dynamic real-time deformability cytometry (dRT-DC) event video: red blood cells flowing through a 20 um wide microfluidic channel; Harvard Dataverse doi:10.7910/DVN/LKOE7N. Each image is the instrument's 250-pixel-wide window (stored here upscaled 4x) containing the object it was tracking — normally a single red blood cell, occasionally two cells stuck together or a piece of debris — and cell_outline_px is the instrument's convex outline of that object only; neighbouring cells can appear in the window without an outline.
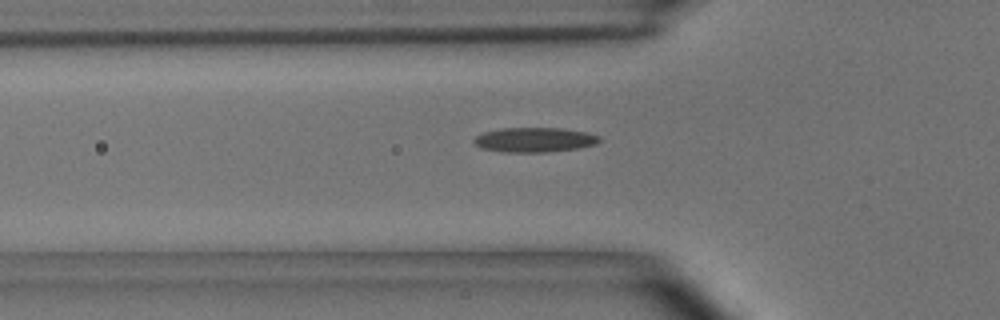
{"species": "common noctule bat (a hibernating species)", "species_latin": "Nyctalus noctula", "temperature_condition": "room temperature", "stored_images_in_passage": 38, "camera_frame_rate_fps": 3000, "um_per_image_px": 0.085, "animal": {"sex": "male", "body_mass_g": 15.6}, "frame": {"image": 1, "passage_image": 4, "time_ms": 1.0, "image_size_px": [1000, 320], "cell_outline_px": [[600, 140], [596, 144], [576, 148], [548, 152], [504, 152], [480, 148], [472, 140], [476, 136], [484, 132], [500, 128], [564, 128], [584, 132], [600, 136]], "centroid_in_image_um": [45.4, 11.88], "position_along_channel_um": 80.4, "area_um2": 17.98}}
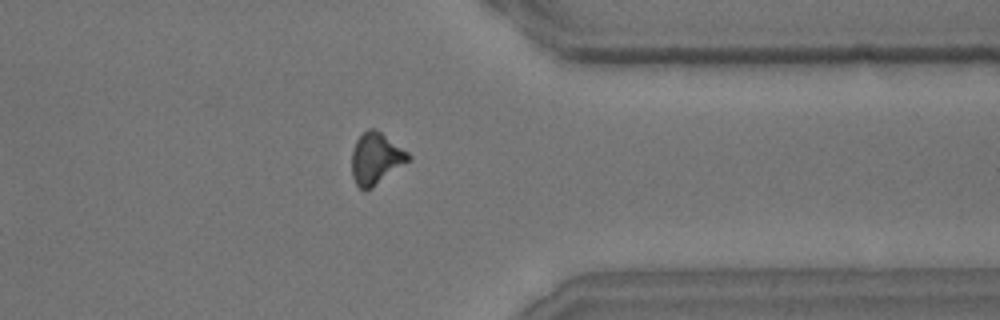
{"frame": {"image": 2, "passage_image": 29, "time_ms": 9.333, "image_size_px": [1000, 320], "cell_outline_px": [[412, 156], [408, 160], [372, 188], [364, 192], [356, 184], [352, 176], [352, 152], [356, 140], [368, 128], [376, 128], [408, 152]], "centroid_in_image_um": [31.93, 13.47], "position_along_channel_um": 379.5, "area_um2": 16.82}}
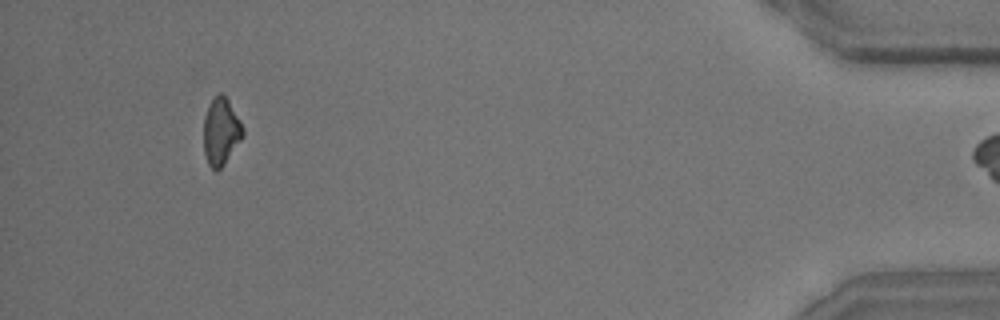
{"frame": {"image": 3, "passage_image": 37, "time_ms": 12.0, "image_size_px": [1000, 320], "cell_outline_px": [[244, 136], [224, 164], [216, 172], [208, 164], [204, 152], [204, 116], [212, 100], [220, 92], [228, 100], [240, 120], [244, 128]], "centroid_in_image_um": [18.79, 11.21], "position_along_channel_um": 416.4, "area_um2": 15.2}}